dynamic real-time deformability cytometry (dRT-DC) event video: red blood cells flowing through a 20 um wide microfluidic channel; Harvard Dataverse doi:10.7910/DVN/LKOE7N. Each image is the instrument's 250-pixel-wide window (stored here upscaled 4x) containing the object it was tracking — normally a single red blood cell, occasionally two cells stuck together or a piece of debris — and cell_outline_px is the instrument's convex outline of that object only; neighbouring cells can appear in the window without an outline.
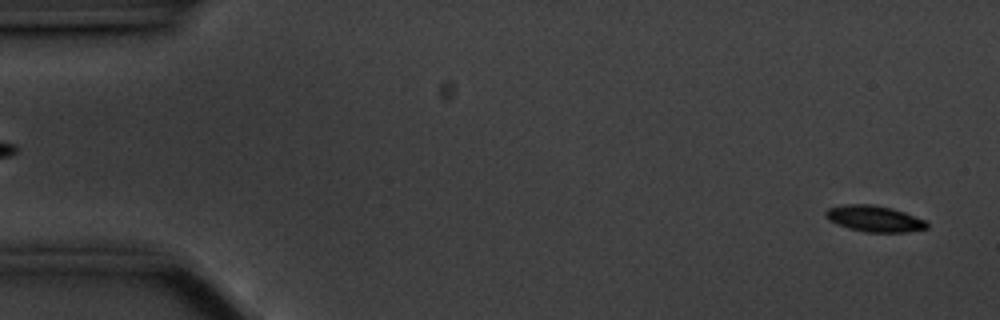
{"species": "common noctule bat (a hibernating species)", "species_latin": "Nyctalus noctula", "temperature_condition": "cold", "stored_images_in_passage": 56, "camera_frame_rate_fps": 3000, "um_per_image_px": 0.085, "animal": {"sex": "male", "body_mass_g": 20.1, "forearm_length_mm": 53.5}, "frame": {"image": 1, "passage_image": 2, "time_ms": 0.333, "image_size_px": [1000, 320], "cell_outline_px": [[928, 228], [908, 232], [864, 232], [848, 228], [836, 224], [828, 220], [824, 216], [824, 212], [828, 208], [848, 204], [872, 204], [892, 208], [904, 212], [924, 220], [928, 224]], "centroid_in_image_um": [74.29, 18.59], "position_along_channel_um": 10.7, "area_um2": 15.49}}
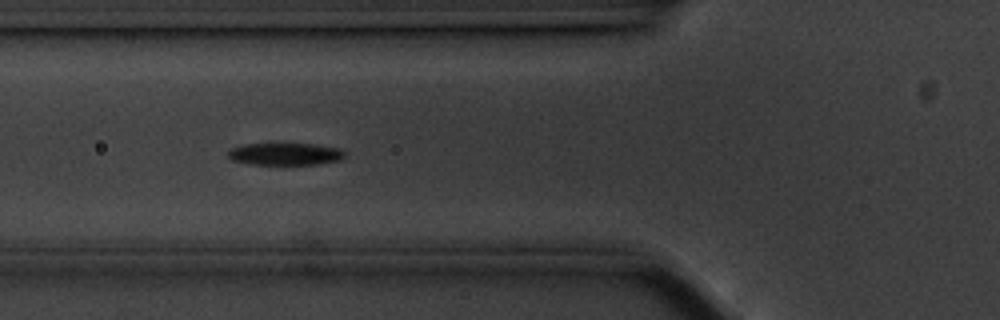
{"frame": {"image": 2, "passage_image": 20, "time_ms": 6.333, "image_size_px": [1000, 320], "cell_outline_px": [[344, 156], [340, 160], [316, 164], [248, 164], [232, 160], [228, 156], [228, 152], [232, 148], [244, 144], [316, 144], [336, 148], [344, 152]], "centroid_in_image_um": [24.21, 13.09], "position_along_channel_um": 101.6, "area_um2": 14.85}}
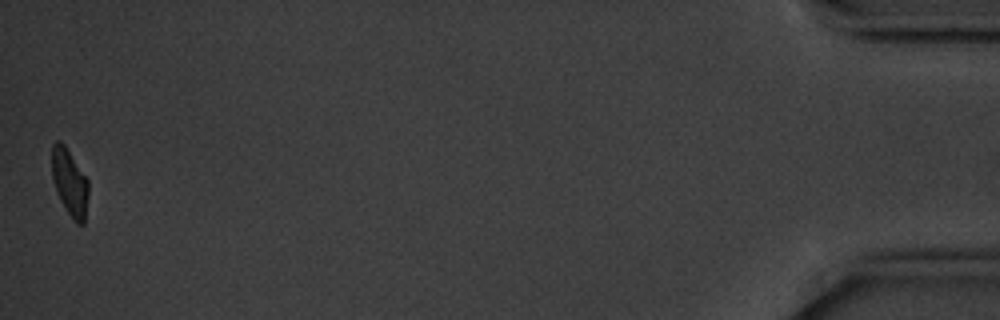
{"frame": {"image": 3, "passage_image": 56, "time_ms": 18.333, "image_size_px": [1000, 320], "cell_outline_px": [[88, 196], [84, 224], [76, 224], [72, 220], [60, 200], [56, 192], [52, 180], [52, 144], [56, 140], [60, 140], [64, 144], [88, 180]], "centroid_in_image_um": [5.91, 15.53], "position_along_channel_um": 429.3, "area_um2": 14.33}, "authors_computed_cell_mechanics": {"area_um2": 15.4615, "velocity_mm_per_s": 3.5146, "shape_relaxation_time_tau1_ms": 3.1239, "shape_relaxation_time_tau2_ms": 5.7882, "deformation_change_tau1": 0.2092, "deformation_change_tau2": 0.1188}}